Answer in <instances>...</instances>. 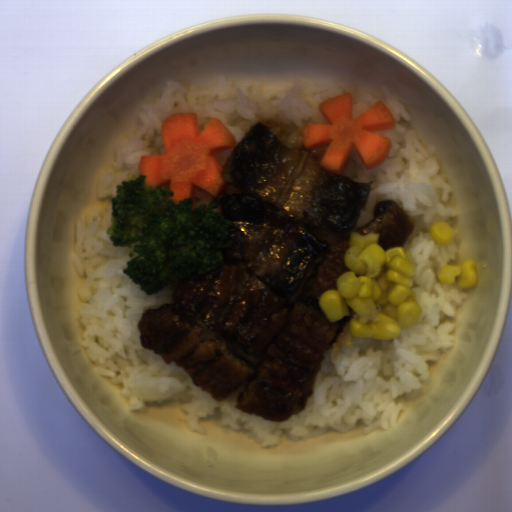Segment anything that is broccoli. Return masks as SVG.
<instances>
[{
    "label": "broccoli",
    "instance_id": "broccoli-1",
    "mask_svg": "<svg viewBox=\"0 0 512 512\" xmlns=\"http://www.w3.org/2000/svg\"><path fill=\"white\" fill-rule=\"evenodd\" d=\"M146 179L140 174L116 185L106 235L116 247L128 249L121 272L155 296L176 279L210 274L223 264L233 225L216 200L192 209L190 197L174 203L170 189L148 186Z\"/></svg>",
    "mask_w": 512,
    "mask_h": 512
}]
</instances>
